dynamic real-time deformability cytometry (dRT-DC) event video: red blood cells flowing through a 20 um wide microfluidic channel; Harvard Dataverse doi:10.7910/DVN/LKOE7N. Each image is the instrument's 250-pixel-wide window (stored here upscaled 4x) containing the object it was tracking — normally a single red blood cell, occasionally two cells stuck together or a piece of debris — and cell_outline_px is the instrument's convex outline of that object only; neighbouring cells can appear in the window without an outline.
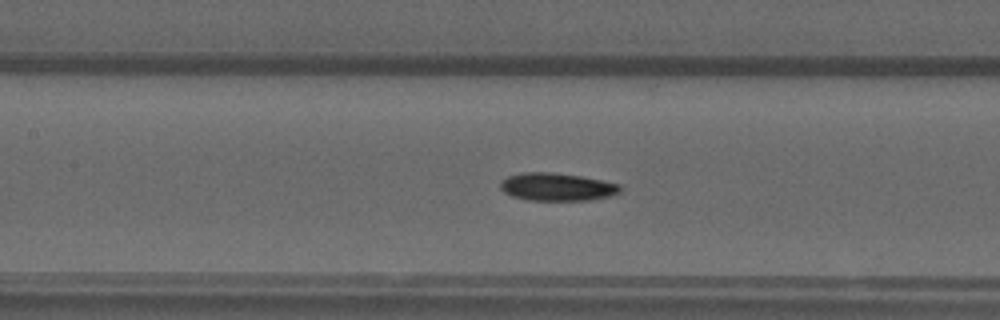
{"species": "common noctule bat (a hibernating species)", "species_latin": "Nyctalus noctula", "temperature_condition": "warm", "stored_images_in_passage": 54, "camera_frame_rate_fps": 3000, "um_per_image_px": 0.085, "animal": {"sex": "male", "forearm_length_mm": 52.5}, "frame": {"image": 1, "passage_image": 24, "time_ms": 7.667, "image_size_px": [1000, 320], "cell_outline_px": [[620, 192], [612, 196], [592, 200], [528, 200], [512, 196], [504, 192], [500, 188], [500, 180], [508, 176], [524, 172], [548, 172], [580, 176], [620, 184]], "centroid_in_image_um": [47.33, 15.89], "position_along_channel_um": 160.1, "area_um2": 19.42}}
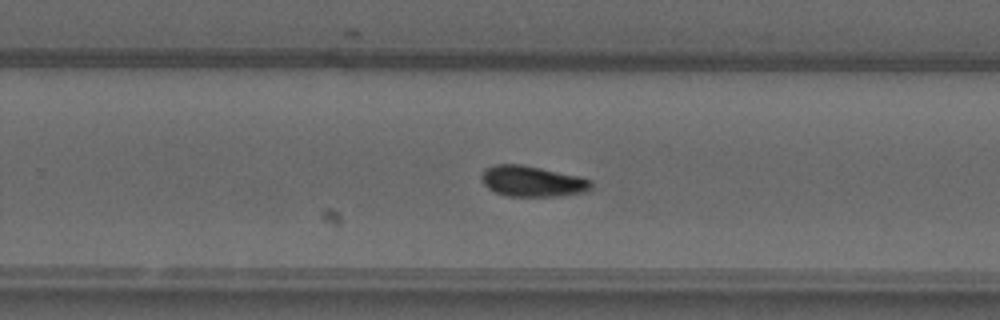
{"frame": {"image": 2, "passage_image": 34, "time_ms": 11.0, "image_size_px": [1000, 320], "cell_outline_px": [[592, 188], [584, 192], [560, 196], [508, 196], [496, 192], [488, 188], [484, 184], [480, 176], [484, 168], [496, 164], [520, 164], [580, 176], [592, 180]], "centroid_in_image_um": [45.24, 15.4], "position_along_channel_um": 284.6, "area_um2": 19.71}}
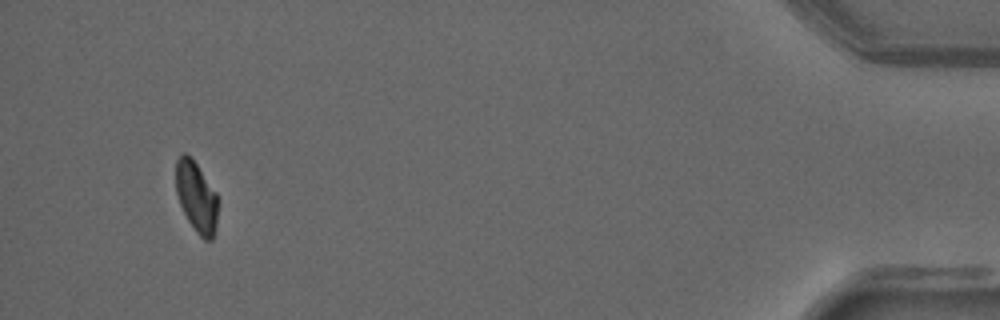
{"frame": {"image": 3, "passage_image": 51, "time_ms": 16.667, "image_size_px": [1000, 320], "cell_outline_px": [[216, 228], [212, 240], [204, 240], [196, 232], [188, 220], [180, 204], [176, 192], [176, 160], [184, 152], [196, 164], [216, 192]], "centroid_in_image_um": [16.68, 16.76], "position_along_channel_um": 418.5, "area_um2": 16.88}, "authors_computed_cell_mechanics": {"area_um2": 18.6116, "velocity_mm_per_s": 3.7574, "shape_relaxation_time_tau1_ms": 8.8591, "shape_relaxation_time_tau2_ms": null, "deformation_change_tau1": 0.2105, "deformation_change_tau2": null}}